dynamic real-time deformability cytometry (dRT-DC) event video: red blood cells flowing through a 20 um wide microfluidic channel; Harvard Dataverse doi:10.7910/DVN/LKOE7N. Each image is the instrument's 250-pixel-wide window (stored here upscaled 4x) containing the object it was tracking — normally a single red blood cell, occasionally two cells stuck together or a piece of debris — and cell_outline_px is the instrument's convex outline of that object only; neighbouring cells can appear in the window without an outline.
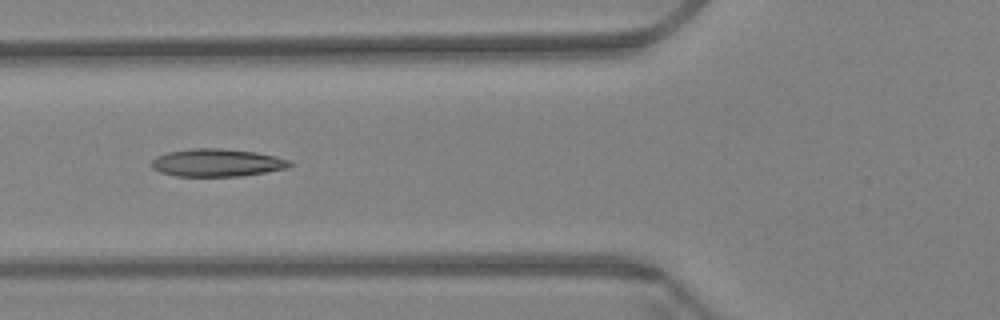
{"species": "Egyptian fruit bat (a non-hibernating species)", "species_latin": "Rousettus aegyptiacus", "temperature_condition": "warm", "stored_images_in_passage": 51, "camera_frame_rate_fps": 3000, "um_per_image_px": 0.085, "animal": {"sex": "female"}, "frame": {"image": 1, "passage_image": 17, "time_ms": 5.333, "image_size_px": [1000, 320], "cell_outline_px": [[292, 164], [288, 168], [240, 176], [176, 176], [160, 172], [152, 168], [152, 160], [156, 156], [168, 152], [192, 148], [220, 148], [256, 152], [276, 156], [292, 160]], "centroid_in_image_um": [18.46, 13.82], "position_along_channel_um": 107.3, "area_um2": 22.37}}
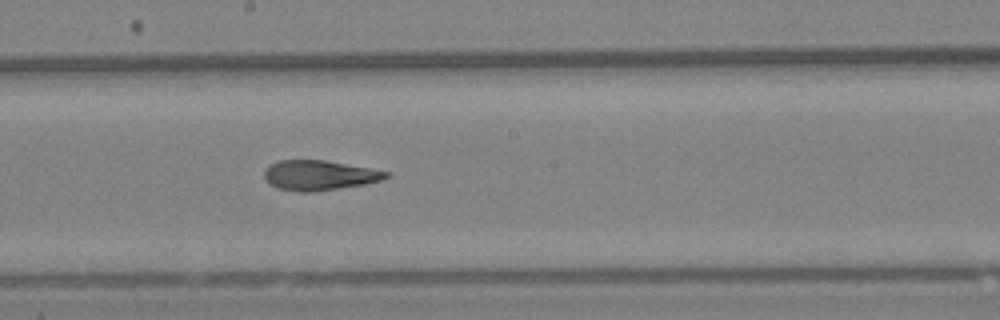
{"frame": {"image": 2, "passage_image": 27, "time_ms": 8.667, "image_size_px": [1000, 320], "cell_outline_px": [[388, 176], [380, 180], [364, 184], [312, 192], [300, 192], [280, 188], [272, 184], [264, 176], [264, 168], [280, 160], [324, 160], [368, 168], [388, 172]], "centroid_in_image_um": [27.11, 14.89], "position_along_channel_um": 221.1, "area_um2": 20.69}}
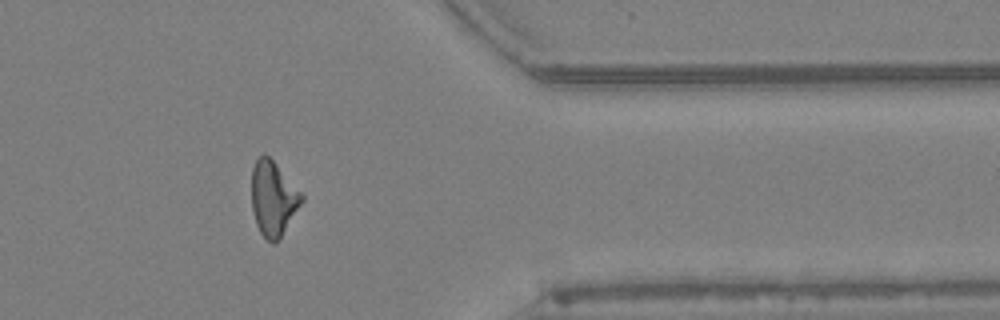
{"frame": {"image": 3, "passage_image": 43, "time_ms": 14.0, "image_size_px": [1000, 320], "cell_outline_px": [[304, 200], [276, 244], [272, 244], [260, 232], [256, 224], [252, 208], [252, 168], [256, 160], [264, 152], [272, 160], [304, 196]], "centroid_in_image_um": [23.21, 16.89], "position_along_channel_um": 388.2, "area_um2": 21.5}}